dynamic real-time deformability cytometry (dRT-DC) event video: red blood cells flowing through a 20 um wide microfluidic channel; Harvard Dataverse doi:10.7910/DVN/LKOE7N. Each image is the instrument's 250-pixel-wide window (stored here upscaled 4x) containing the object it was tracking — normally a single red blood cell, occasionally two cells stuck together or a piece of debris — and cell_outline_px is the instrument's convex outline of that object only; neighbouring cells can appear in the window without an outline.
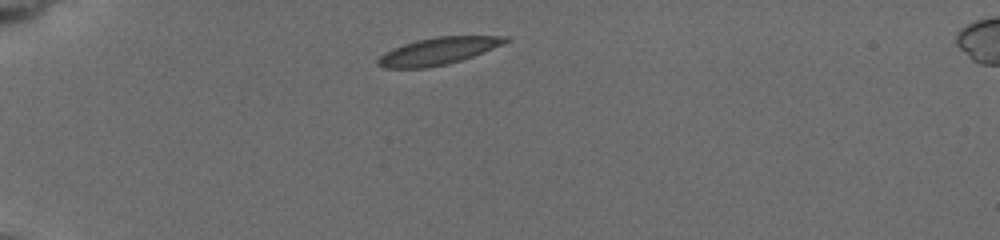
{"species": "common noctule bat (a hibernating species)", "species_latin": "Nyctalus noctula", "temperature_condition": "cold", "stored_images_in_passage": 5, "camera_frame_rate_fps": 3000, "um_per_image_px": 0.085, "animal": {"sex": "female", "body_mass_g": 19.5, "forearm_length_mm": 54.1}, "frame": {"image": 1, "passage_image": 1, "time_ms": 0.0, "image_size_px": [1000, 240], "cell_outline_px": [[512, 40], [472, 56], [448, 64], [424, 68], [384, 68], [376, 64], [376, 60], [384, 52], [392, 48], [416, 40], [436, 36], [508, 36]], "centroid_in_image_um": [37.2, 4.34], "position_along_channel_um": 47.8, "area_um2": 20.11}}
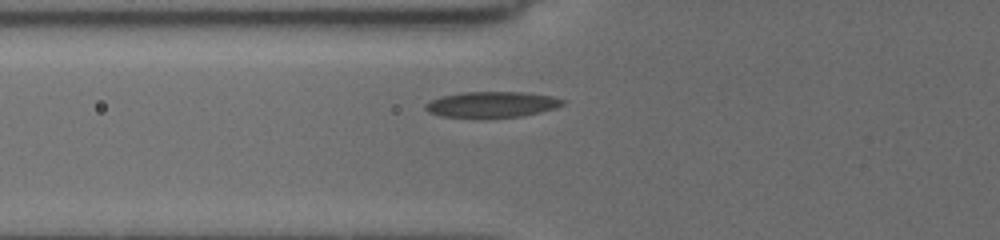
{"frame": {"image": 2, "passage_image": 3, "time_ms": 2.0, "image_size_px": [1000, 240], "cell_outline_px": [[568, 100], [564, 104], [556, 108], [540, 112], [520, 116], [440, 116], [428, 112], [424, 108], [424, 104], [440, 96], [460, 92], [524, 92], [552, 96]], "centroid_in_image_um": [41.83, 8.85], "position_along_channel_um": 84.0, "area_um2": 20.35}}
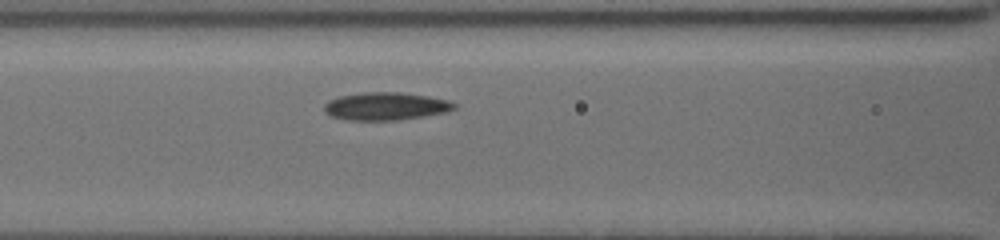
{"frame": {"image": 3, "passage_image": 5, "time_ms": 3.333, "image_size_px": [1000, 240], "cell_outline_px": [[456, 108], [448, 112], [424, 116], [396, 120], [344, 120], [332, 116], [324, 112], [324, 104], [328, 100], [340, 96], [364, 92], [400, 92], [428, 96], [448, 100], [456, 104]], "centroid_in_image_um": [32.78, 9.03], "position_along_channel_um": 133.8, "area_um2": 21.15}}